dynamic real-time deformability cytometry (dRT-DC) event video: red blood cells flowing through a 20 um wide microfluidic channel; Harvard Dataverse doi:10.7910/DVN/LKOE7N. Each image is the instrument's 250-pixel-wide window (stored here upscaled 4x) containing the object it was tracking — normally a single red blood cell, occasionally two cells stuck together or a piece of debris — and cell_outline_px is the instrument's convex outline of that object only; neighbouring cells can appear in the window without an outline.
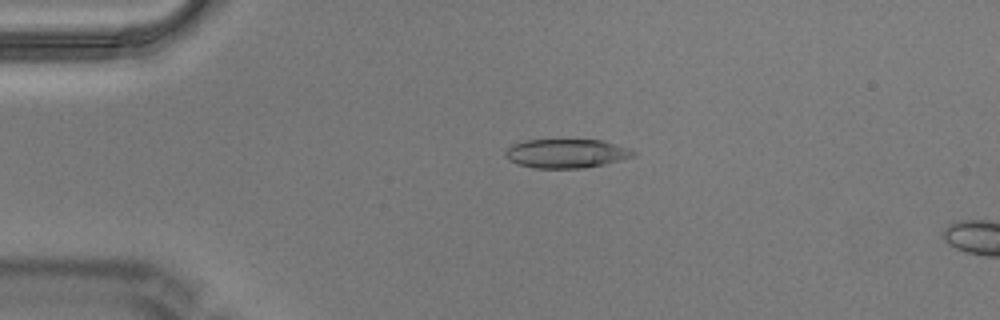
{"species": "Egyptian fruit bat (a non-hibernating species)", "species_latin": "Rousettus aegyptiacus", "temperature_condition": "warm", "stored_images_in_passage": 5, "camera_frame_rate_fps": 3000, "um_per_image_px": 0.085, "animal": {"sex": "male"}, "frame": {"image": 1, "passage_image": 4, "time_ms": 1.0, "image_size_px": [1000, 320], "cell_outline_px": [[636, 156], [604, 164], [584, 168], [532, 168], [516, 164], [508, 160], [504, 156], [504, 152], [512, 144], [524, 140], [604, 140], [628, 148], [636, 152]], "centroid_in_image_um": [48.11, 13.05], "position_along_channel_um": 36.9, "area_um2": 21.79}}